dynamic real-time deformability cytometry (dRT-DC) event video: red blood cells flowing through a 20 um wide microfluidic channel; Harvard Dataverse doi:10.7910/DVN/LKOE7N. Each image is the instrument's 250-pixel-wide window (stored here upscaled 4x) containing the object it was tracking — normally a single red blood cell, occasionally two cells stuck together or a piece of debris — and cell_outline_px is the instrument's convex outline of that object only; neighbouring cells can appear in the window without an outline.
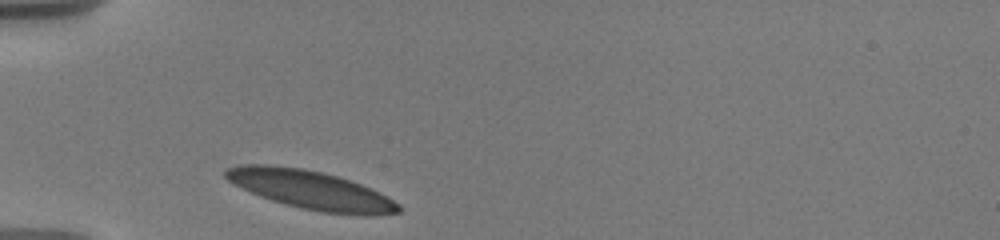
{"species": "human", "species_latin": "Homo sapiens", "temperature_condition": "warm", "stored_images_in_passage": 26, "camera_frame_rate_fps": 3000, "um_per_image_px": 0.085, "donor": {"sex": "male"}, "frame": {"image": 1, "passage_image": 1, "time_ms": 0.0, "image_size_px": [1000, 240], "cell_outline_px": [[400, 212], [372, 216], [364, 216], [320, 212], [300, 208], [284, 204], [260, 196], [232, 184], [224, 176], [224, 172], [228, 168], [240, 164], [268, 164], [304, 168], [336, 176], [360, 184], [380, 192], [400, 204]], "centroid_in_image_um": [26.41, 16.15], "position_along_channel_um": 58.6, "area_um2": 39.07}}
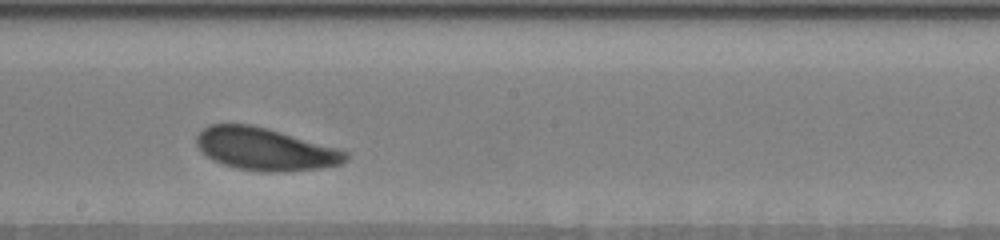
{"frame": {"image": 2, "passage_image": 13, "time_ms": 5.0, "image_size_px": [1000, 240], "cell_outline_px": [[348, 160], [340, 164], [320, 168], [284, 172], [264, 172], [236, 168], [212, 160], [200, 152], [196, 144], [196, 136], [208, 124], [252, 124], [268, 128], [340, 148], [348, 152]], "centroid_in_image_um": [22.55, 12.67], "position_along_channel_um": 225.7, "area_um2": 37.34}}
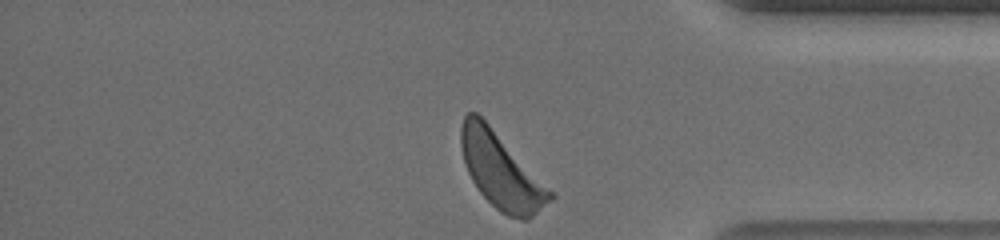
{"frame": {"image": 3, "passage_image": 26, "time_ms": 10.0, "image_size_px": [1000, 240], "cell_outline_px": [[556, 196], [552, 200], [528, 220], [520, 220], [508, 216], [500, 212], [480, 192], [472, 180], [468, 172], [464, 160], [460, 144], [460, 128], [464, 116], [468, 112], [476, 112], [488, 124]], "centroid_in_image_um": [42.57, 14.55], "position_along_channel_um": 392.6, "area_um2": 38.21}, "authors_computed_cell_mechanics": {"area_um2": 37.281, "velocity_mm_per_s": 3.5711, "shape_relaxation_time_tau1_ms": 1.4956, "shape_relaxation_time_tau2_ms": null, "deformation_change_tau1": 0.0959, "deformation_change_tau2": null}}